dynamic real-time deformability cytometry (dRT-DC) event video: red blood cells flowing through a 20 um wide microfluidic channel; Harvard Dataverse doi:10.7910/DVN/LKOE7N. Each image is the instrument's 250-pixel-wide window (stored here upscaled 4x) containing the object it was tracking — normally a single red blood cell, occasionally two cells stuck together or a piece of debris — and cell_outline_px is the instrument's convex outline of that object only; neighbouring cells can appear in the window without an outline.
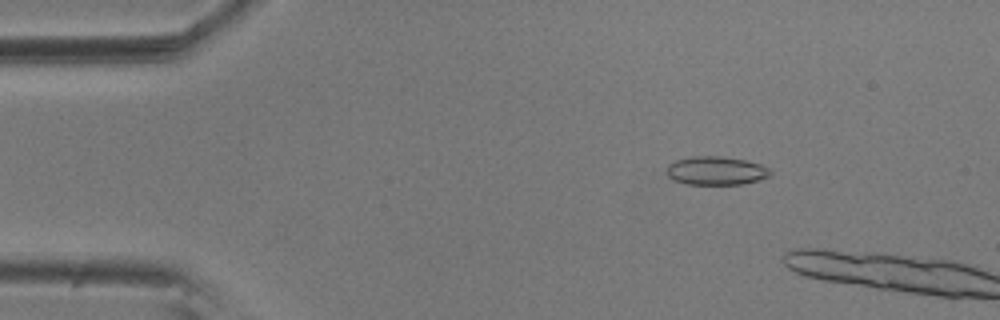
{"species": "common noctule bat (a hibernating species)", "species_latin": "Nyctalus noctula", "temperature_condition": "room temperature", "stored_images_in_passage": 4, "camera_frame_rate_fps": 3000, "um_per_image_px": 0.085, "animal": {"sex": "male", "body_mass_g": 20.5, "forearm_length_mm": 52.5}, "frame": {"image": 1, "passage_image": 1, "time_ms": 0.0, "image_size_px": [1000, 320], "cell_outline_px": [[772, 176], [760, 180], [744, 184], [688, 184], [672, 180], [668, 176], [668, 164], [676, 160], [692, 156], [724, 156], [744, 160], [760, 164], [768, 168], [772, 172]], "centroid_in_image_um": [60.9, 14.51], "position_along_channel_um": 24.1, "area_um2": 17.34}}